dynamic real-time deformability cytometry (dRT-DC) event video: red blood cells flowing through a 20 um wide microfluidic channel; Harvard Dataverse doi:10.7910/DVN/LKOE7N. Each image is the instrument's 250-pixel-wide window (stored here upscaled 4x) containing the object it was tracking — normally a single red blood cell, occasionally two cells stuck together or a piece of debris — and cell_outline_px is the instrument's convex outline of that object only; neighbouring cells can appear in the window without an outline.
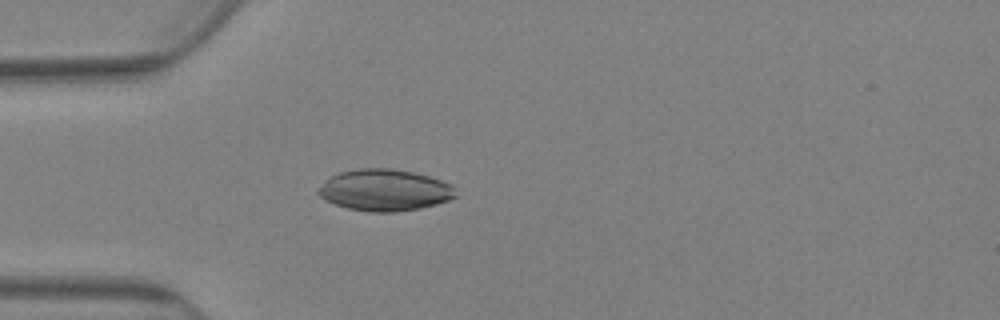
{"species": "Egyptian fruit bat (a non-hibernating species)", "species_latin": "Rousettus aegyptiacus", "temperature_condition": "warm", "stored_images_in_passage": 82, "camera_frame_rate_fps": 3000, "um_per_image_px": 0.085, "animal": {"sex": "female"}, "frame": {"image": 1, "passage_image": 24, "time_ms": 7.667, "image_size_px": [1000, 320], "cell_outline_px": [[456, 196], [448, 200], [436, 204], [420, 208], [396, 212], [372, 212], [348, 208], [324, 200], [316, 192], [332, 176], [340, 172], [356, 168], [392, 168], [412, 172], [428, 176], [452, 184], [456, 188]], "centroid_in_image_um": [32.72, 16.16], "position_along_channel_um": 52.3, "area_um2": 33.12}}
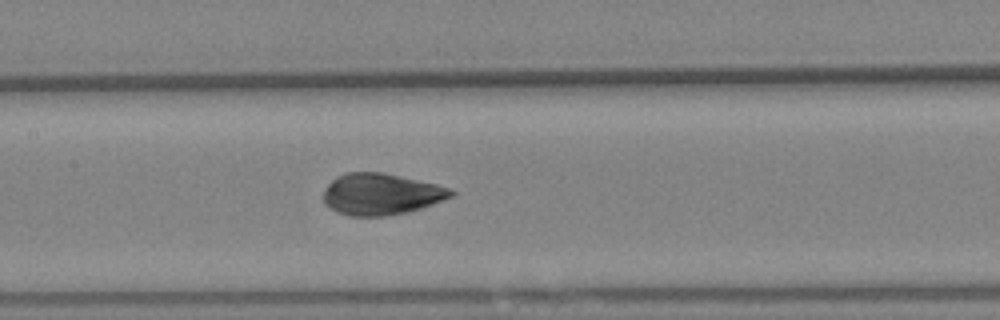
{"frame": {"image": 2, "passage_image": 40, "time_ms": 13.0, "image_size_px": [1000, 320], "cell_outline_px": [[456, 196], [408, 212], [388, 216], [348, 216], [336, 212], [324, 204], [324, 192], [328, 184], [336, 176], [348, 172], [384, 172], [436, 184], [452, 188], [456, 192]], "centroid_in_image_um": [32.41, 16.5], "position_along_channel_um": 175.0, "area_um2": 31.15}}
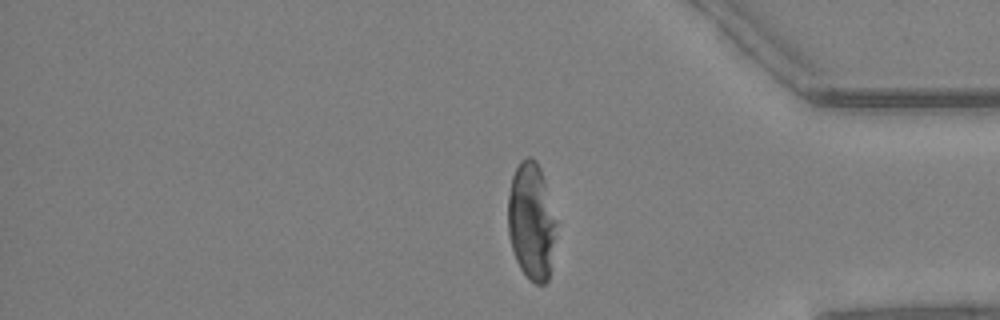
{"frame": {"image": 3, "passage_image": 68, "time_ms": 22.333, "image_size_px": [1000, 320], "cell_outline_px": [[556, 224], [548, 280], [544, 284], [536, 284], [520, 268], [512, 252], [508, 236], [508, 196], [512, 176], [520, 160], [528, 156], [532, 156], [536, 160], [540, 168], [544, 180], [556, 220]], "centroid_in_image_um": [45.14, 18.77], "position_along_channel_um": 390.1, "area_um2": 32.71}}